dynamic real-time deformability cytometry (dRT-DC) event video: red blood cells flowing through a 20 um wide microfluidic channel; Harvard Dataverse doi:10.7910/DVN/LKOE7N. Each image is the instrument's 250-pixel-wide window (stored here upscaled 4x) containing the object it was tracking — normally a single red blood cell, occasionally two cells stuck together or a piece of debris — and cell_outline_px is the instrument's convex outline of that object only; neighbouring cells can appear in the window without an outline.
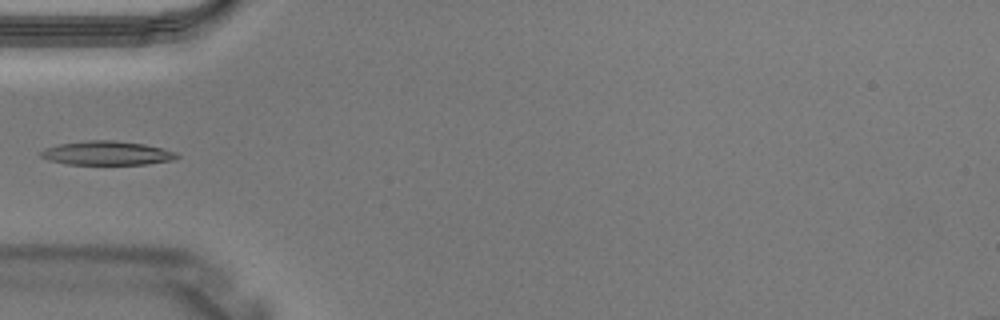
{"species": "Egyptian fruit bat (a non-hibernating species)", "species_latin": "Rousettus aegyptiacus", "temperature_condition": "warm", "stored_images_in_passage": 4, "camera_frame_rate_fps": 3000, "um_per_image_px": 0.085, "animal": {"sex": "male"}, "frame": {"image": 1, "passage_image": 4, "time_ms": 1.0, "image_size_px": [1000, 320], "cell_outline_px": [[180, 156], [176, 160], [148, 164], [68, 164], [52, 160], [40, 156], [40, 152], [44, 148], [60, 144], [88, 140], [116, 140], [144, 144], [176, 152]], "centroid_in_image_um": [9.14, 13.01], "position_along_channel_um": 75.9, "area_um2": 18.9}}